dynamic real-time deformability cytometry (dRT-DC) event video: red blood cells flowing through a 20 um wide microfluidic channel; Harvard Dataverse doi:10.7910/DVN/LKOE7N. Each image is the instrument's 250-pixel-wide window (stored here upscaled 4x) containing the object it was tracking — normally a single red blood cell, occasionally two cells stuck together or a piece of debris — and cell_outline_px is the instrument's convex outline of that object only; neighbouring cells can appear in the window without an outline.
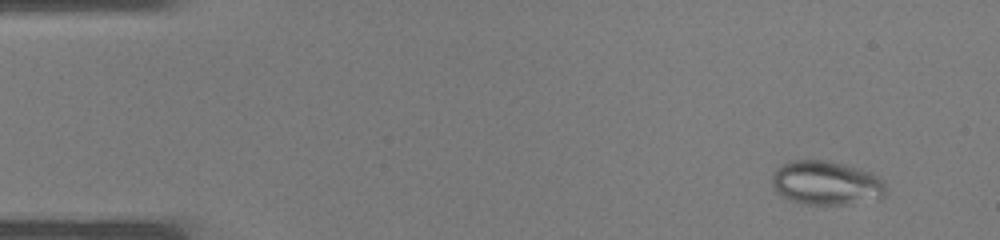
{"species": "common noctule bat (a hibernating species)", "species_latin": "Nyctalus noctula", "temperature_condition": "warm", "stored_images_in_passage": 35, "camera_frame_rate_fps": 3000, "um_per_image_px": 0.085, "animal": {"sex": "male", "body_mass_g": 19.0, "forearm_length_mm": 50.8}, "frame": {"image": 1, "passage_image": 1, "time_ms": 0.0, "image_size_px": [1000, 240], "cell_outline_px": [[884, 196], [880, 200], [844, 204], [808, 204], [792, 200], [776, 192], [772, 184], [772, 176], [784, 164], [792, 160], [828, 160], [860, 168], [872, 172], [880, 176], [884, 180]], "centroid_in_image_um": [70.3, 15.55], "position_along_channel_um": 14.7, "area_um2": 29.19}}
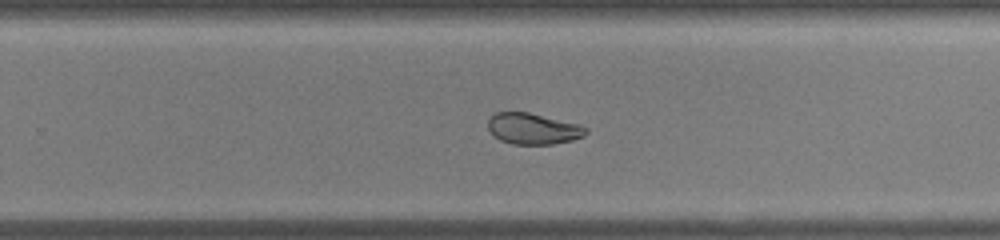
{"frame": {"image": 2, "passage_image": 22, "time_ms": 7.0, "image_size_px": [1000, 240], "cell_outline_px": [[588, 132], [584, 136], [572, 140], [552, 144], [512, 144], [500, 140], [488, 128], [488, 120], [496, 112], [528, 112], [580, 124], [588, 128]], "centroid_in_image_um": [45.35, 10.94], "position_along_channel_um": 284.5, "area_um2": 17.69}}
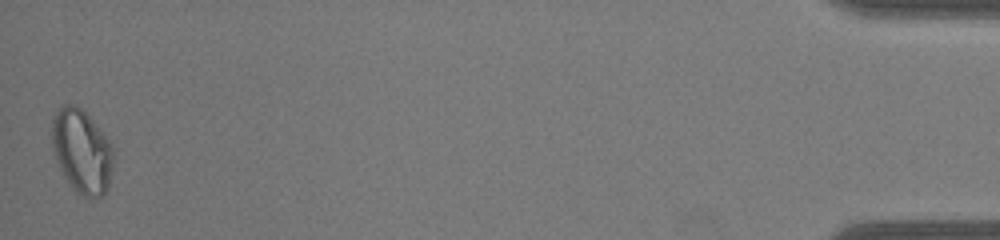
{"frame": {"image": 3, "passage_image": 35, "time_ms": 11.333, "image_size_px": [1000, 240], "cell_outline_px": [[112, 164], [108, 188], [100, 196], [92, 200], [76, 192], [72, 188], [60, 168], [52, 148], [52, 120], [56, 112], [64, 104], [76, 104], [92, 120], [112, 144]], "centroid_in_image_um": [6.94, 12.87], "position_along_channel_um": 428.3, "area_um2": 29.71}}